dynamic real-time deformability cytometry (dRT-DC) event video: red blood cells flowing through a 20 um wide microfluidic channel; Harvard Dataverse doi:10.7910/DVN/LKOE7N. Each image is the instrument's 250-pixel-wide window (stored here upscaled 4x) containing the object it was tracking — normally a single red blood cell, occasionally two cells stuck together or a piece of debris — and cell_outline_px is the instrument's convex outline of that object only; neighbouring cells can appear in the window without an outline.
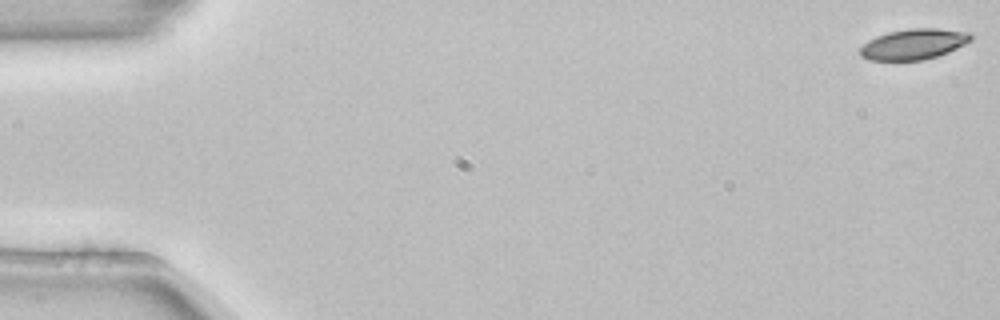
{"species": "common noctule bat (a hibernating species)", "species_latin": "Nyctalus noctula", "temperature_condition": "room temperature", "stored_images_in_passage": 12, "camera_frame_rate_fps": 3000, "um_per_image_px": 0.085, "animal": {"sex": "female", "body_mass_g": 22.7, "forearm_length_mm": 54.2}, "frame": {"image": 1, "passage_image": 1, "time_ms": 0.0, "image_size_px": [1000, 320], "cell_outline_px": [[972, 40], [948, 52], [924, 60], [868, 60], [860, 56], [860, 48], [868, 40], [876, 36], [888, 32], [908, 28], [936, 28], [972, 32]], "centroid_in_image_um": [77.66, 3.74], "position_along_channel_um": 7.3, "area_um2": 19.83}}
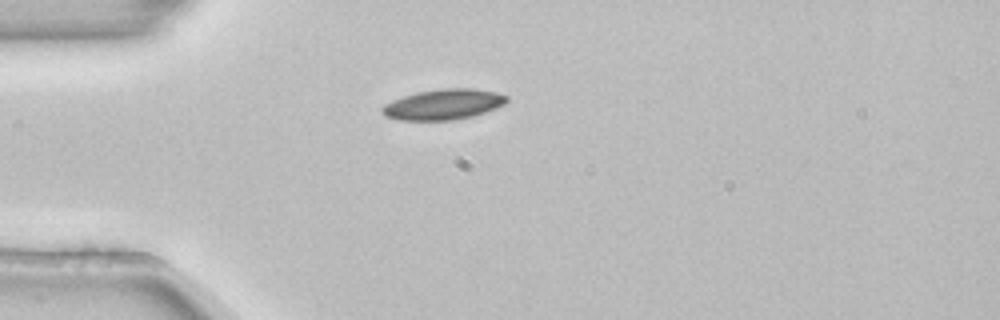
{"frame": {"image": 2, "passage_image": 12, "time_ms": 3.667, "image_size_px": [1000, 320], "cell_outline_px": [[508, 100], [504, 104], [496, 108], [472, 116], [452, 120], [396, 120], [384, 116], [380, 112], [380, 108], [384, 104], [392, 100], [416, 92], [440, 88], [472, 88], [496, 92], [508, 96]], "centroid_in_image_um": [37.65, 8.87], "position_along_channel_um": 47.4, "area_um2": 22.31}}